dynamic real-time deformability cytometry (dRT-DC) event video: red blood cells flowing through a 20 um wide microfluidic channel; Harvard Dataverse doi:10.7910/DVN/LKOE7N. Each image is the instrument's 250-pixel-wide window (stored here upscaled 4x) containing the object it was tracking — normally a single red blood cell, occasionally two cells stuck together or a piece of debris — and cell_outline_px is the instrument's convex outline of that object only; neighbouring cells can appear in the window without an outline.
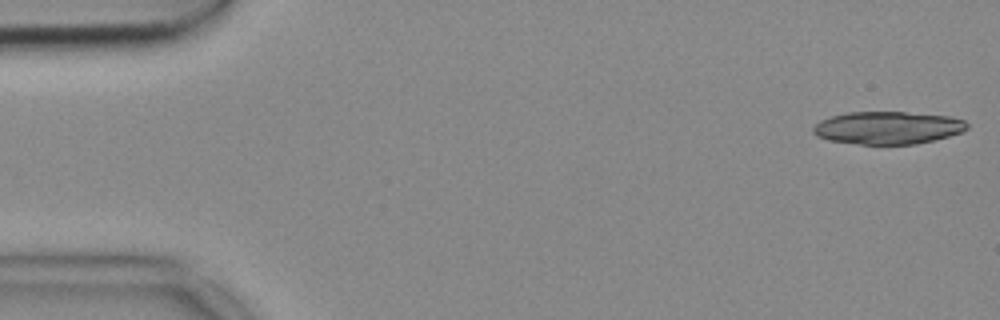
{"species": "common noctule bat (a hibernating species)", "species_latin": "Nyctalus noctula", "temperature_condition": "cold", "stored_images_in_passage": 14, "camera_frame_rate_fps": 3000, "um_per_image_px": 0.085, "animal": {"sex": "female", "body_mass_g": 18.4}, "frame": {"image": 1, "passage_image": 1, "time_ms": 0.0, "image_size_px": [1000, 320], "cell_outline_px": [[968, 128], [960, 132], [948, 136], [916, 144], [860, 144], [828, 140], [816, 136], [812, 132], [812, 128], [820, 120], [832, 116], [848, 112], [904, 112], [948, 116], [964, 120], [968, 124]], "centroid_in_image_um": [75.43, 10.86], "position_along_channel_um": 9.6, "area_um2": 29.13}}